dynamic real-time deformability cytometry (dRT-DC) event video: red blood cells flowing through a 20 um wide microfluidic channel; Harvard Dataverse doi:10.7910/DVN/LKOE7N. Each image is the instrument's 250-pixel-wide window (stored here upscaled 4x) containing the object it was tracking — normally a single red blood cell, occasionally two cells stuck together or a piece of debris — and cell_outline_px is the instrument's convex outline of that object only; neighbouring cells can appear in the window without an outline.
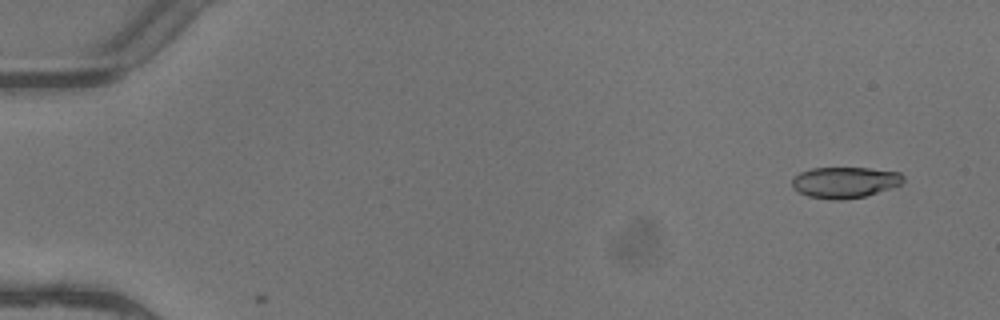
{"species": "common noctule bat (a hibernating species)", "species_latin": "Nyctalus noctula", "temperature_condition": "warm", "stored_images_in_passage": 7, "camera_frame_rate_fps": 3000, "um_per_image_px": 0.085, "animal": {"sex": "female"}, "frame": {"image": 1, "passage_image": 1, "time_ms": 0.0, "image_size_px": [1000, 320], "cell_outline_px": [[904, 180], [900, 184], [892, 188], [864, 196], [840, 200], [836, 200], [808, 196], [792, 188], [792, 176], [800, 172], [812, 168], [868, 168], [900, 172], [904, 176]], "centroid_in_image_um": [71.8, 15.49], "position_along_channel_um": 13.2, "area_um2": 20.11}}
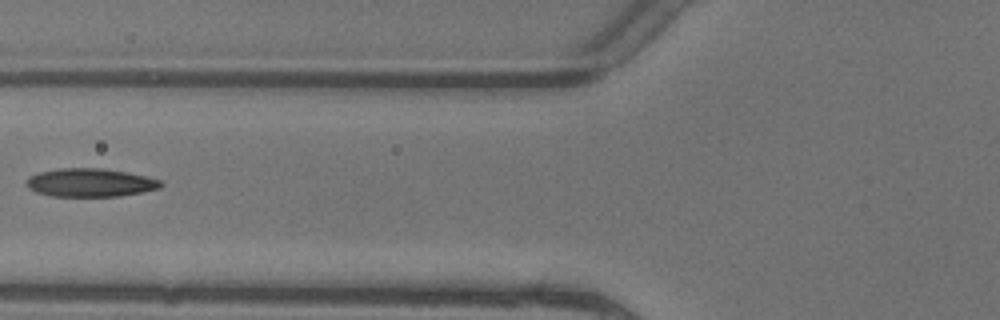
{"frame": {"image": 2, "passage_image": 6, "time_ms": 1.667, "image_size_px": [1000, 320], "cell_outline_px": [[164, 184], [160, 188], [144, 192], [120, 196], [52, 196], [36, 192], [28, 188], [24, 180], [28, 176], [40, 172], [60, 168], [100, 168], [128, 172], [148, 176], [160, 180]], "centroid_in_image_um": [7.68, 15.52], "position_along_channel_um": 118.1, "area_um2": 22.43}}
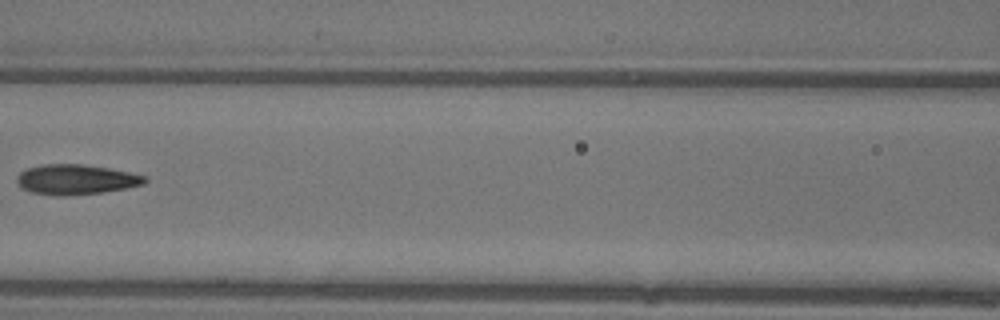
{"frame": {"image": 3, "passage_image": 7, "time_ms": 2.0, "image_size_px": [1000, 320], "cell_outline_px": [[148, 180], [144, 184], [128, 188], [104, 192], [64, 196], [56, 196], [32, 192], [20, 188], [16, 180], [16, 176], [20, 172], [28, 168], [44, 164], [80, 164], [108, 168], [128, 172], [144, 176]], "centroid_in_image_um": [6.43, 15.27], "position_along_channel_um": 160.2, "area_um2": 22.43}}